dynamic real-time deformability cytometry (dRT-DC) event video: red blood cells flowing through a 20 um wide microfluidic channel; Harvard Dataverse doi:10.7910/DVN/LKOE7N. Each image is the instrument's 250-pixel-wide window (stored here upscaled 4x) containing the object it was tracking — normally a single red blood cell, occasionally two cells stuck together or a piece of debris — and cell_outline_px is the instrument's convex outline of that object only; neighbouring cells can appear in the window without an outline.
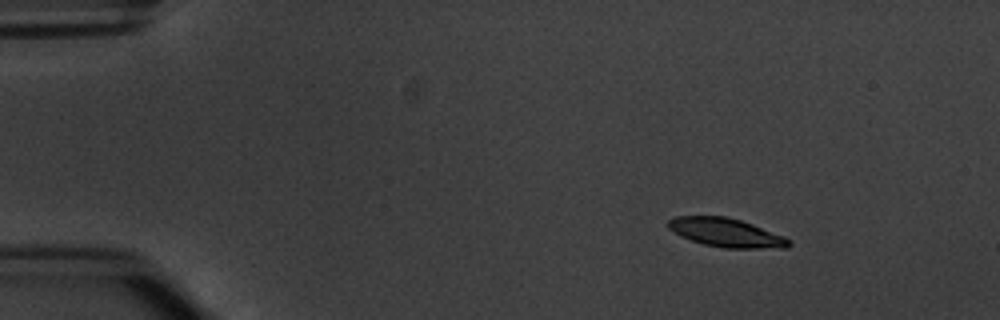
{"species": "common noctule bat (a hibernating species)", "species_latin": "Nyctalus noctula", "temperature_condition": "warm", "stored_images_in_passage": 5, "camera_frame_rate_fps": 3000, "um_per_image_px": 0.085, "animal": {"sex": "male", "body_mass_g": 20.1, "forearm_length_mm": 53.5}, "frame": {"image": 1, "passage_image": 2, "time_ms": 1.0, "image_size_px": [1000, 320], "cell_outline_px": [[792, 244], [788, 248], [724, 248], [704, 244], [680, 236], [668, 228], [668, 220], [676, 216], [728, 216], [752, 224], [784, 236], [792, 240]], "centroid_in_image_um": [61.75, 19.77], "position_along_channel_um": 23.2, "area_um2": 20.23}}
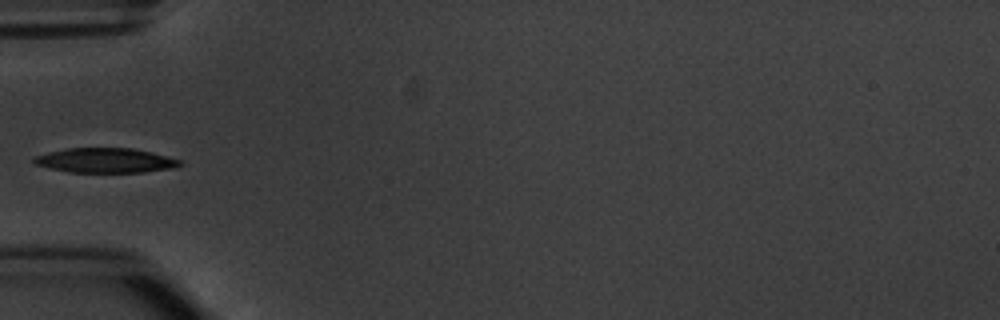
{"frame": {"image": 2, "passage_image": 5, "time_ms": 4.667, "image_size_px": [1000, 320], "cell_outline_px": [[184, 164], [176, 168], [144, 172], [68, 172], [36, 164], [32, 160], [32, 156], [48, 152], [68, 148], [132, 148], [180, 160]], "centroid_in_image_um": [8.95, 13.64], "position_along_channel_um": 76.1, "area_um2": 20.87}}